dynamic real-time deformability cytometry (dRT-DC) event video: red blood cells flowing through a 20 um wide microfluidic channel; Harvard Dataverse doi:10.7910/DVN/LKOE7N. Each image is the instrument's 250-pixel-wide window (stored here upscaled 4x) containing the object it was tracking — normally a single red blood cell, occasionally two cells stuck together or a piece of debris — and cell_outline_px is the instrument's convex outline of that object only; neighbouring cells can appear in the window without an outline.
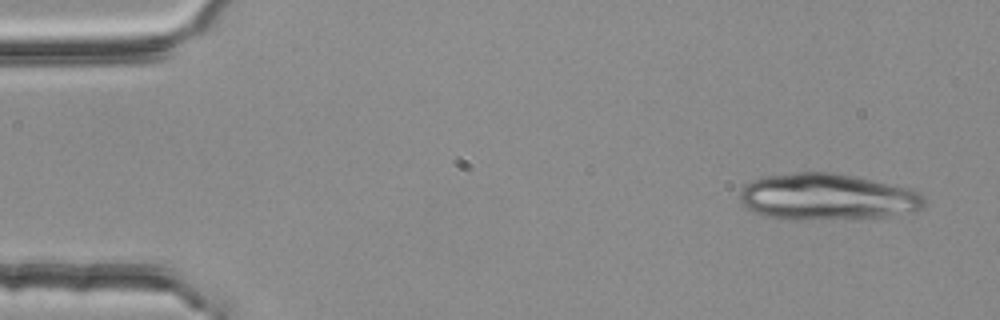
{"species": "common noctule bat (a hibernating species)", "species_latin": "Nyctalus noctula", "temperature_condition": "room temperature", "stored_images_in_passage": 5, "camera_frame_rate_fps": 3000, "um_per_image_px": 0.085, "animal": {"sex": "female", "body_mass_g": 25.1}, "frame": {"image": 1, "passage_image": 1, "time_ms": 0.0, "image_size_px": [1000, 320], "cell_outline_px": [[924, 208], [916, 212], [888, 216], [804, 220], [792, 220], [764, 216], [748, 208], [740, 200], [740, 192], [744, 184], [752, 180], [764, 176], [796, 172], [832, 172], [872, 180], [908, 188], [920, 192], [924, 196]], "centroid_in_image_um": [70.31, 16.74], "position_along_channel_um": 14.7, "area_um2": 50.05}}